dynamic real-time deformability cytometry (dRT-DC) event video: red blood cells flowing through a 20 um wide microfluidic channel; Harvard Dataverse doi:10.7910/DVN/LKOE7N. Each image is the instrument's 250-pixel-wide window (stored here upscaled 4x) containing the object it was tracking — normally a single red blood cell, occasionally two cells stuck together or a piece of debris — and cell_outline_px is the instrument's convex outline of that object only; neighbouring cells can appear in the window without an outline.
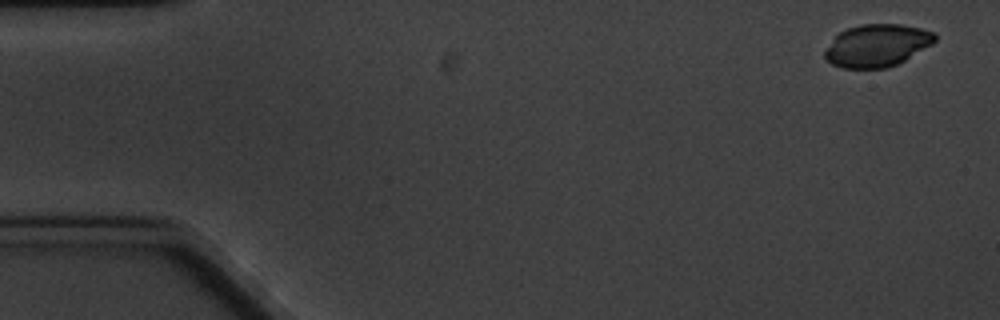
{"species": "common noctule bat (a hibernating species)", "species_latin": "Nyctalus noctula", "temperature_condition": "cold", "stored_images_in_passage": 5, "camera_frame_rate_fps": 3000, "um_per_image_px": 0.085, "animal": {"sex": "male", "body_mass_g": 20.1, "forearm_length_mm": 53.5}, "frame": {"image": 1, "passage_image": 1, "time_ms": 0.0, "image_size_px": [1000, 320], "cell_outline_px": [[936, 40], [932, 44], [904, 60], [888, 68], [844, 68], [832, 64], [824, 56], [824, 52], [832, 40], [840, 32], [848, 28], [860, 24], [900, 24], [920, 28], [936, 32]], "centroid_in_image_um": [74.56, 3.86], "position_along_channel_um": 10.4, "area_um2": 27.05}}